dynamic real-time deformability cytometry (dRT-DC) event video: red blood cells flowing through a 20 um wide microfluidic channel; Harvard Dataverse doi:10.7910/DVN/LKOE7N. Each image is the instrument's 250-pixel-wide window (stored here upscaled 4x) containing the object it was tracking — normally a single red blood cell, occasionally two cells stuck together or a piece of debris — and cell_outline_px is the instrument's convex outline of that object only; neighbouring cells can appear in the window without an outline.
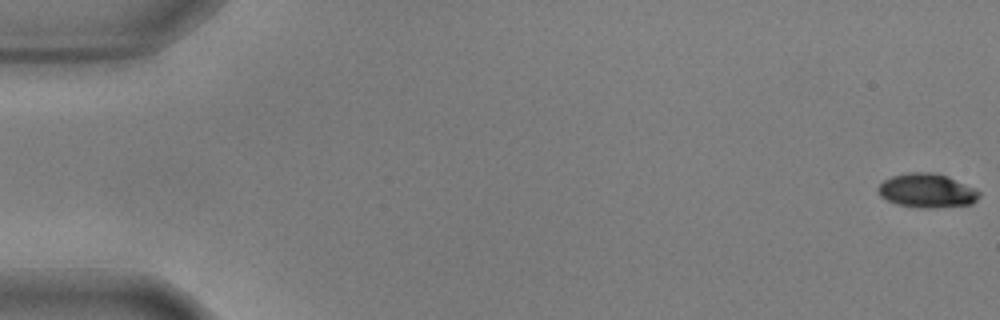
{"species": "common noctule bat (a hibernating species)", "species_latin": "Nyctalus noctula", "temperature_condition": "warm", "stored_images_in_passage": 58, "camera_frame_rate_fps": 3000, "um_per_image_px": 0.085, "animal": {"sex": "male", "body_mass_g": 17.9, "forearm_length_mm": 54.2}, "frame": {"image": 1, "passage_image": 1, "time_ms": 0.0, "image_size_px": [1000, 320], "cell_outline_px": [[980, 196], [972, 204], [936, 208], [920, 208], [896, 204], [880, 196], [876, 188], [884, 180], [892, 176], [908, 172], [936, 172], [948, 176], [976, 188], [980, 192]], "centroid_in_image_um": [78.8, 16.2], "position_along_channel_um": 6.2, "area_um2": 20.35}}
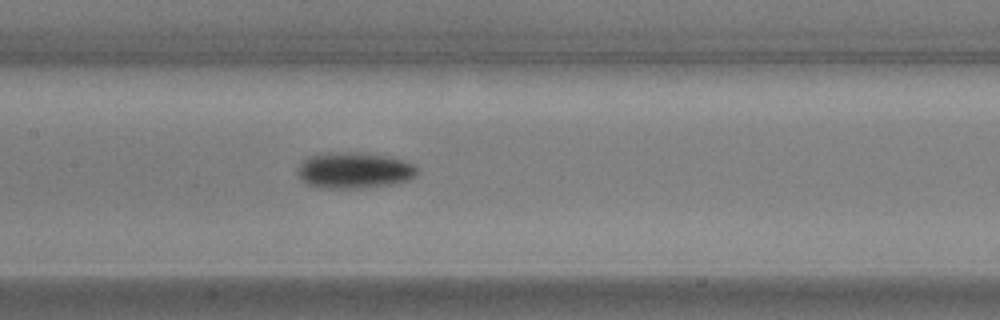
{"frame": {"image": 2, "passage_image": 28, "time_ms": 9.0, "image_size_px": [1000, 320], "cell_outline_px": [[420, 172], [416, 176], [408, 180], [392, 184], [356, 188], [316, 188], [304, 184], [296, 172], [296, 168], [308, 156], [320, 152], [364, 152], [404, 160], [416, 164]], "centroid_in_image_um": [30.08, 14.47], "position_along_channel_um": 177.3, "area_um2": 25.78}}
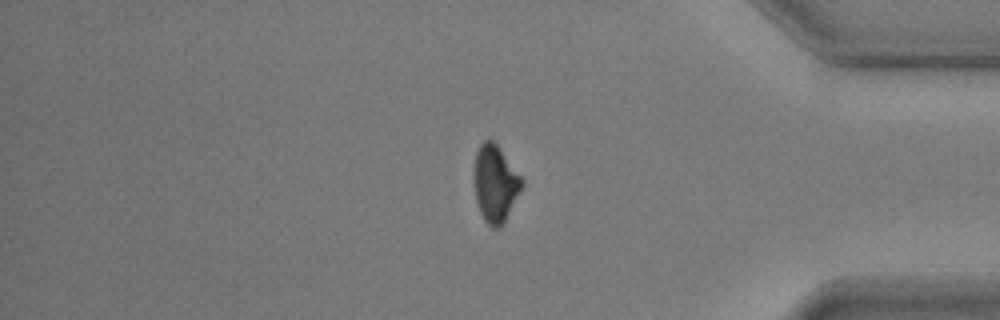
{"frame": {"image": 3, "passage_image": 48, "time_ms": 15.667, "image_size_px": [1000, 320], "cell_outline_px": [[524, 184], [520, 192], [504, 220], [496, 228], [492, 228], [484, 220], [480, 212], [476, 200], [472, 176], [472, 168], [476, 152], [480, 144], [484, 140], [492, 140], [496, 144], [524, 180]], "centroid_in_image_um": [42.05, 15.57], "position_along_channel_um": 393.1, "area_um2": 21.39}, "authors_computed_cell_mechanics": {"area_um2": 22.0796, "velocity_mm_per_s": 3.5943, "shape_relaxation_time_tau1_ms": 2.2016, "shape_relaxation_time_tau2_ms": null, "deformation_change_tau1": 0.13, "deformation_change_tau2": null}}